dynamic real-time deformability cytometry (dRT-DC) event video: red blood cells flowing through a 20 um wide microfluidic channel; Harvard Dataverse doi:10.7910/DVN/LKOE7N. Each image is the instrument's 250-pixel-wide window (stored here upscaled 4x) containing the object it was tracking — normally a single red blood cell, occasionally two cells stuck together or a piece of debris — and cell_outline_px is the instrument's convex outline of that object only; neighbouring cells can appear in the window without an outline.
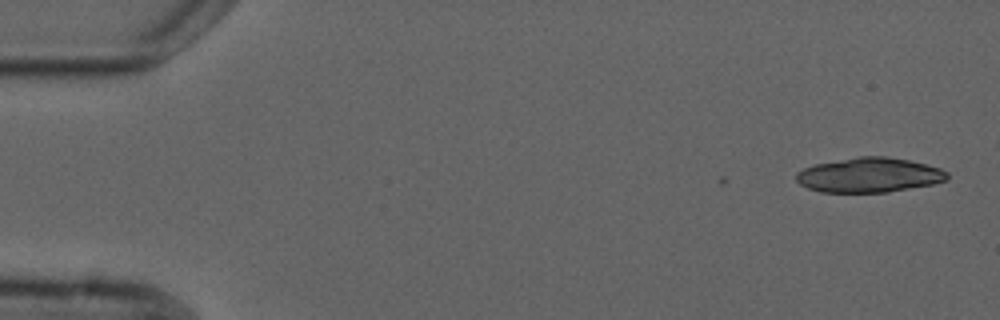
{"species": "common noctule bat (a hibernating species)", "species_latin": "Nyctalus noctula", "temperature_condition": "cold", "stored_images_in_passage": 2, "camera_frame_rate_fps": 3000, "um_per_image_px": 0.085, "animal": {"sex": "male", "forearm_length_mm": 52.5}, "frame": {"image": 1, "passage_image": 2, "time_ms": 1.333, "image_size_px": [1000, 320], "cell_outline_px": [[948, 180], [932, 184], [888, 192], [820, 192], [808, 188], [800, 184], [796, 180], [796, 172], [804, 168], [816, 164], [860, 156], [888, 156], [908, 160], [940, 168], [948, 172]], "centroid_in_image_um": [73.88, 14.88], "position_along_channel_um": 11.1, "area_um2": 30.4}}